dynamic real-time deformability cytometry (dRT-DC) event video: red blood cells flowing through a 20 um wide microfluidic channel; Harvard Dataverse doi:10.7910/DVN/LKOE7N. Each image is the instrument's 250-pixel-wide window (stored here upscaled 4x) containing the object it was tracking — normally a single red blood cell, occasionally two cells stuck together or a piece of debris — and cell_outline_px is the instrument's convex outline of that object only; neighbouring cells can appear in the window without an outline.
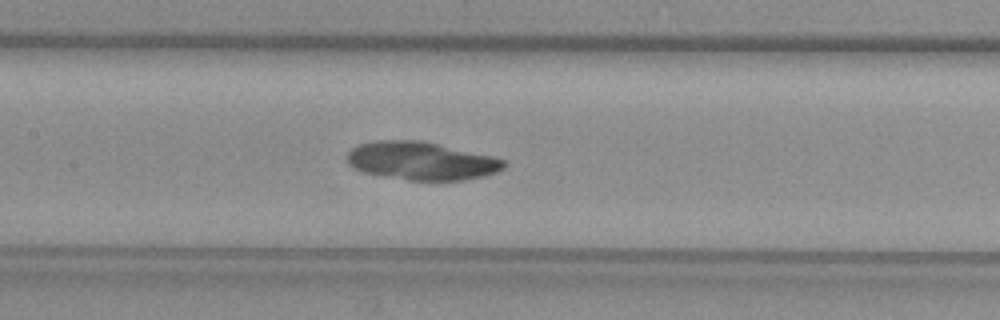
{"species": "common noctule bat (a hibernating species)", "species_latin": "Nyctalus noctula", "temperature_condition": "warm", "stored_images_in_passage": 38, "camera_frame_rate_fps": 3000, "um_per_image_px": 0.085, "animal": {"sex": "female", "body_mass_g": 29.2, "forearm_length_mm": 56.3}, "frame": {"image": 1, "passage_image": 12, "time_ms": 3.667, "image_size_px": [1000, 320], "cell_outline_px": [[508, 164], [504, 168], [496, 172], [484, 176], [464, 180], [408, 180], [364, 172], [352, 168], [348, 164], [348, 152], [352, 148], [360, 144], [380, 140], [420, 140], [440, 144], [492, 156], [508, 160]], "centroid_in_image_um": [35.86, 13.67], "position_along_channel_um": 171.5, "area_um2": 34.85}}
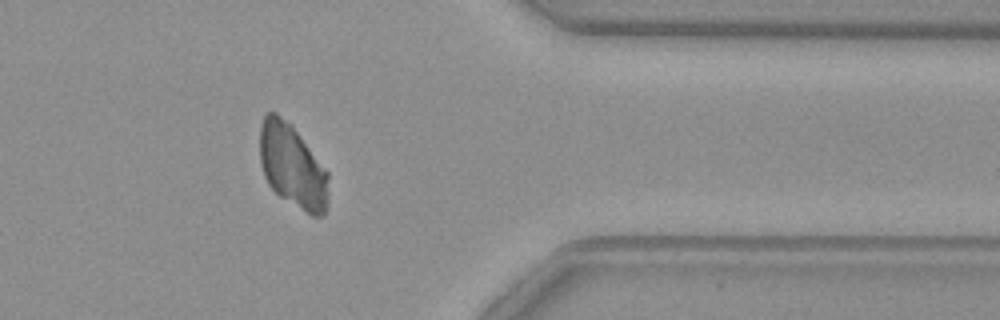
{"frame": {"image": 2, "passage_image": 29, "time_ms": 9.333, "image_size_px": [1000, 320], "cell_outline_px": [[328, 196], [324, 212], [320, 216], [312, 216], [280, 196], [268, 184], [264, 176], [260, 164], [260, 124], [264, 116], [268, 112], [276, 112], [292, 124], [328, 172]], "centroid_in_image_um": [24.84, 14.08], "position_along_channel_um": 386.6, "area_um2": 33.41}}
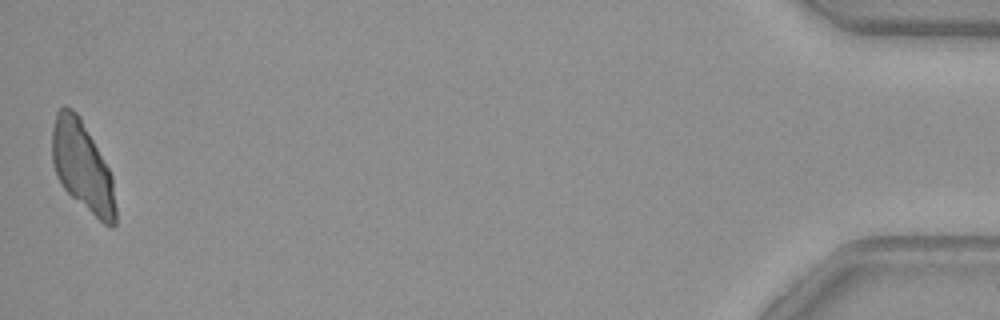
{"frame": {"image": 3, "passage_image": 38, "time_ms": 12.333, "image_size_px": [1000, 320], "cell_outline_px": [[116, 224], [112, 228], [104, 224], [72, 196], [60, 184], [56, 176], [52, 164], [52, 128], [56, 112], [64, 104], [72, 108], [80, 116], [108, 168], [112, 176], [116, 208]], "centroid_in_image_um": [6.98, 14.13], "position_along_channel_um": 428.2, "area_um2": 33.18}}